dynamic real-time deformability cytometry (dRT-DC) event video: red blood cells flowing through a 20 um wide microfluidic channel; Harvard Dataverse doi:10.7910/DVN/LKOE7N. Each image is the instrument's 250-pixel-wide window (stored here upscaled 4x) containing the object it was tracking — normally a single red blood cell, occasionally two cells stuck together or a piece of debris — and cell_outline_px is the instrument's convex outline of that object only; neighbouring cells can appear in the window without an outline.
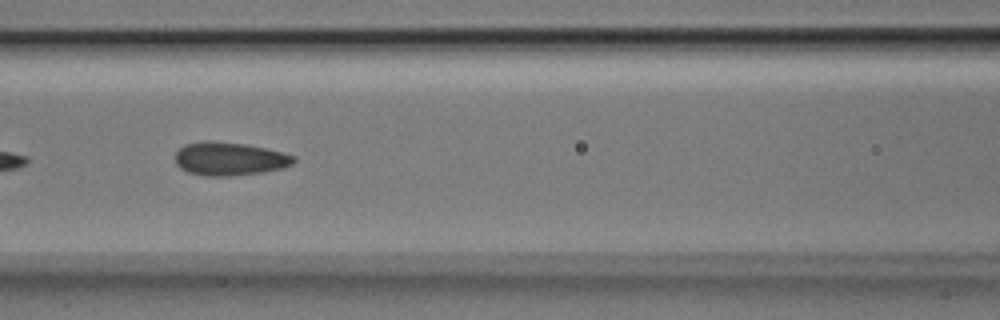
{"species": "Egyptian fruit bat (a non-hibernating species)", "species_latin": "Rousettus aegyptiacus", "temperature_condition": "room temperature", "stored_images_in_passage": 7, "camera_frame_rate_fps": 3000, "um_per_image_px": 0.085, "animal": {"sex": "male"}, "frame": {"image": 1, "passage_image": 6, "time_ms": 1.667, "image_size_px": [1000, 320], "cell_outline_px": [[296, 160], [292, 164], [284, 168], [264, 172], [228, 176], [204, 176], [188, 172], [180, 168], [176, 164], [176, 152], [184, 144], [208, 140], [212, 140], [244, 144], [264, 148], [296, 156]], "centroid_in_image_um": [19.5, 13.5], "position_along_channel_um": 147.1, "area_um2": 23.06}}
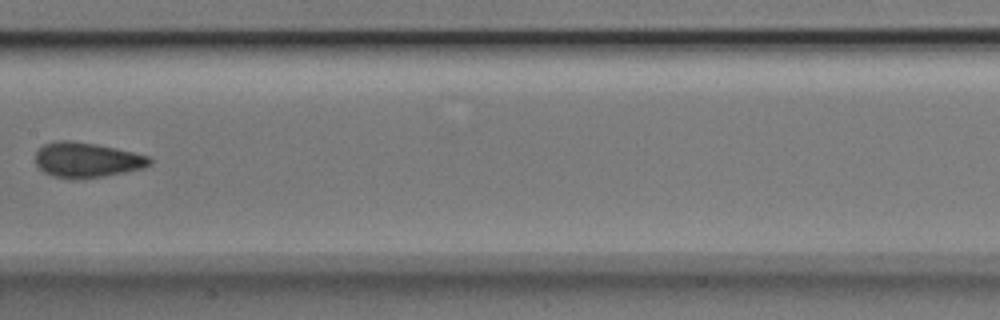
{"frame": {"image": 2, "passage_image": 7, "time_ms": 2.0, "image_size_px": [1000, 320], "cell_outline_px": [[152, 164], [144, 168], [104, 176], [72, 180], [52, 176], [44, 172], [36, 164], [36, 152], [44, 144], [56, 140], [72, 140], [96, 144], [116, 148], [152, 156]], "centroid_in_image_um": [7.4, 13.59], "position_along_channel_um": 200.0, "area_um2": 23.64}}